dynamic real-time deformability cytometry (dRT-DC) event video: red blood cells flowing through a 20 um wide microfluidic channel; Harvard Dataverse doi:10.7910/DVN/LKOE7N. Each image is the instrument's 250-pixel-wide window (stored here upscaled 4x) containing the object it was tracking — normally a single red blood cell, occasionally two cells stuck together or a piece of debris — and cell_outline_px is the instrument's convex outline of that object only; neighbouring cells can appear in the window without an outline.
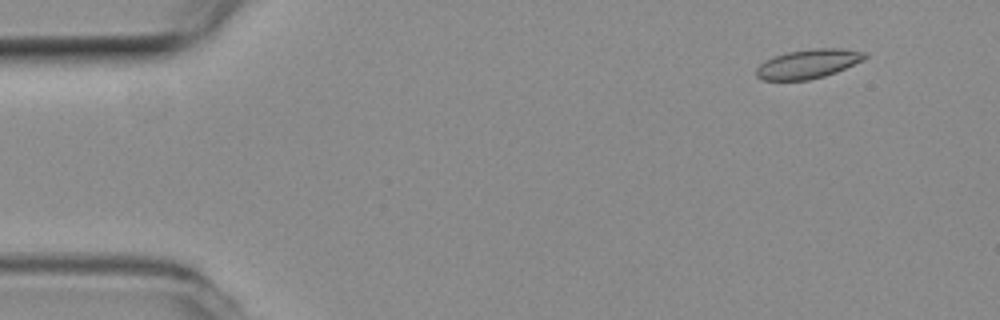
{"species": "common noctule bat (a hibernating species)", "species_latin": "Nyctalus noctula", "temperature_condition": "room temperature", "stored_images_in_passage": 4, "camera_frame_rate_fps": 3000, "um_per_image_px": 0.085, "animal": {"sex": "female", "body_mass_g": 19.3, "forearm_length_mm": 54.1}, "frame": {"image": 1, "passage_image": 1, "time_ms": 0.0, "image_size_px": [1000, 320], "cell_outline_px": [[868, 56], [864, 60], [836, 72], [824, 76], [808, 80], [764, 80], [756, 76], [756, 68], [764, 60], [788, 52], [812, 48], [840, 48], [868, 52]], "centroid_in_image_um": [68.72, 5.42], "position_along_channel_um": 16.3, "area_um2": 18.5}}
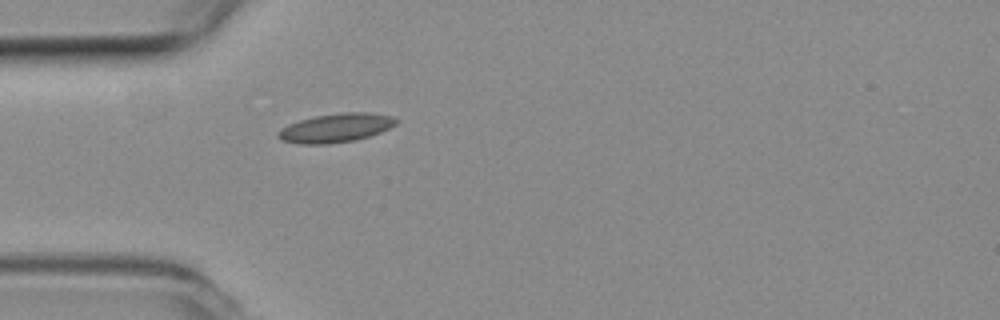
{"frame": {"image": 2, "passage_image": 4, "time_ms": 1.0, "image_size_px": [1000, 320], "cell_outline_px": [[396, 124], [380, 132], [356, 140], [328, 144], [300, 144], [280, 140], [276, 136], [276, 132], [280, 128], [288, 124], [300, 120], [316, 116], [340, 112], [372, 112], [392, 116], [396, 120]], "centroid_in_image_um": [28.49, 10.87], "position_along_channel_um": 56.5, "area_um2": 19.94}}